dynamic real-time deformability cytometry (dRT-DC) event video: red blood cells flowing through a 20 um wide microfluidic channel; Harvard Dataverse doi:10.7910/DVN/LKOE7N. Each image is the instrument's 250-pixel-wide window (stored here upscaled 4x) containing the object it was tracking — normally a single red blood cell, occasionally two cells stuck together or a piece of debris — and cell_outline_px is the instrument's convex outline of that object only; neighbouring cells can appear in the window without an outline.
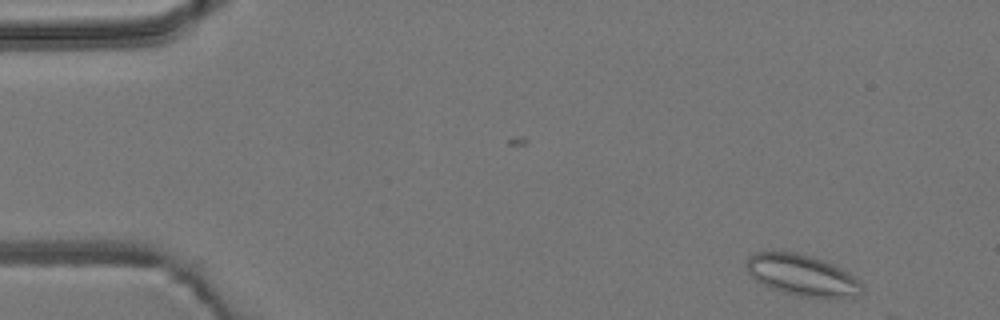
{"species": "common noctule bat (a hibernating species)", "species_latin": "Nyctalus noctula", "temperature_condition": "room temperature", "stored_images_in_passage": 4, "camera_frame_rate_fps": 3000, "um_per_image_px": 0.085, "animal": {"sex": "male", "body_mass_g": 19.2, "forearm_length_mm": 51.8}, "frame": {"image": 1, "passage_image": 1, "time_ms": 0.0, "image_size_px": [1000, 320], "cell_outline_px": [[864, 292], [860, 296], [836, 300], [828, 300], [800, 296], [784, 292], [760, 284], [748, 272], [748, 256], [756, 252], [796, 252], [812, 256], [836, 264], [844, 268], [860, 280], [864, 288]], "centroid_in_image_um": [68.32, 23.44], "position_along_channel_um": 16.7, "area_um2": 28.61}}